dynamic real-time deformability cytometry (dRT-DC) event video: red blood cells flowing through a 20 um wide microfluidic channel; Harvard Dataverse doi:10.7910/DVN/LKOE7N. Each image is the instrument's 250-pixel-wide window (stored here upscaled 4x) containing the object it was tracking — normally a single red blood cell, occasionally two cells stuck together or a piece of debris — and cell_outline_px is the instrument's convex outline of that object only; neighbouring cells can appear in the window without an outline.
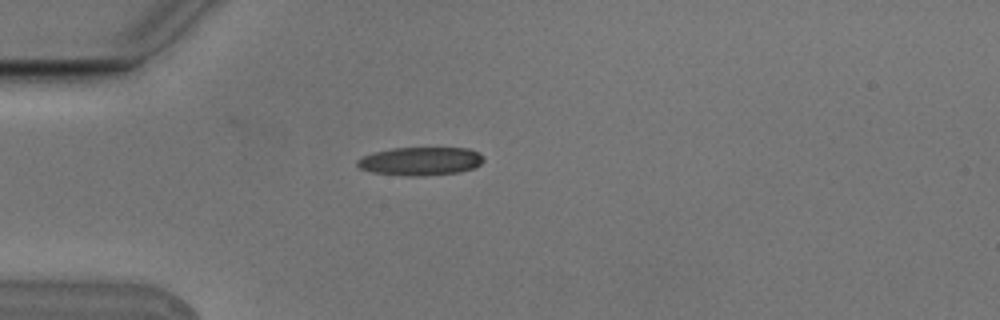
{"species": "Egyptian fruit bat (a non-hibernating species)", "species_latin": "Rousettus aegyptiacus", "temperature_condition": "cold", "stored_images_in_passage": 6, "camera_frame_rate_fps": 3000, "um_per_image_px": 0.085, "animal": {"sex": "male"}, "frame": {"image": 1, "passage_image": 5, "time_ms": 1.333, "image_size_px": [1000, 320], "cell_outline_px": [[484, 160], [476, 168], [460, 172], [424, 176], [404, 176], [372, 172], [360, 168], [356, 164], [356, 160], [372, 152], [392, 148], [468, 148], [480, 152], [484, 156]], "centroid_in_image_um": [35.77, 13.7], "position_along_channel_um": 49.2, "area_um2": 21.15}}